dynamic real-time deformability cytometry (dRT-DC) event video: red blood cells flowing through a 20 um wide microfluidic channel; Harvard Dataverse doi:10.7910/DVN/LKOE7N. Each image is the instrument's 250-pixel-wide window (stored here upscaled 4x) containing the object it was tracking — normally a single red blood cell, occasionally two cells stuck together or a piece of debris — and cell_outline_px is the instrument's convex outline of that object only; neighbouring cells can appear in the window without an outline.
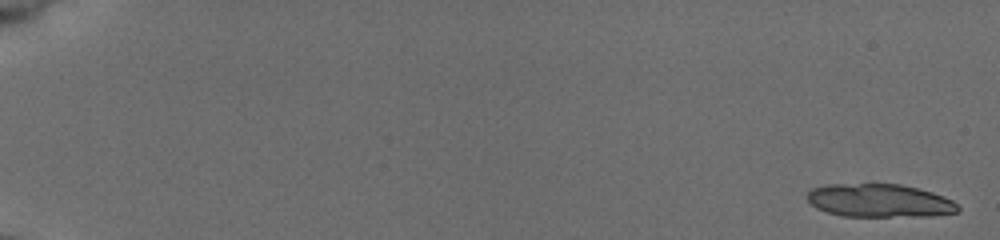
{"species": "common noctule bat (a hibernating species)", "species_latin": "Nyctalus noctula", "temperature_condition": "cold", "stored_images_in_passage": 30, "camera_frame_rate_fps": 3000, "um_per_image_px": 0.085, "animal": {"sex": "female", "body_mass_g": 19.5, "forearm_length_mm": 54.1}, "frame": {"image": 1, "passage_image": 1, "time_ms": 0.0, "image_size_px": [1000, 240], "cell_outline_px": [[960, 208], [956, 212], [932, 216], [840, 216], [816, 208], [804, 196], [812, 188], [828, 184], [900, 184], [920, 188], [944, 196], [952, 200]], "centroid_in_image_um": [74.74, 17.05], "position_along_channel_um": 10.3, "area_um2": 29.3}}
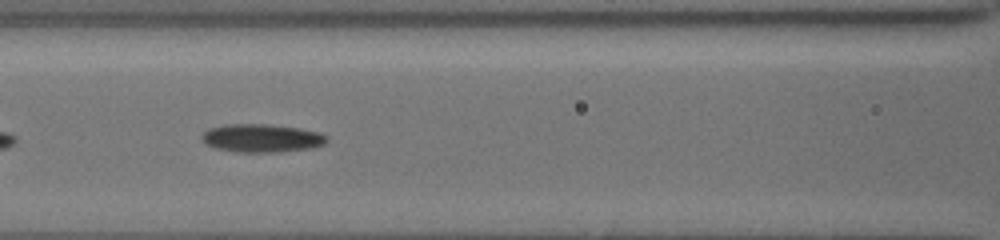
{"frame": {"image": 2, "passage_image": 14, "time_ms": 4.333, "image_size_px": [1000, 240], "cell_outline_px": [[328, 140], [324, 144], [312, 148], [280, 152], [236, 152], [216, 148], [204, 144], [200, 136], [208, 128], [224, 124], [264, 124], [300, 128], [320, 132], [328, 136]], "centroid_in_image_um": [22.24, 11.74], "position_along_channel_um": 144.4, "area_um2": 20.81}}
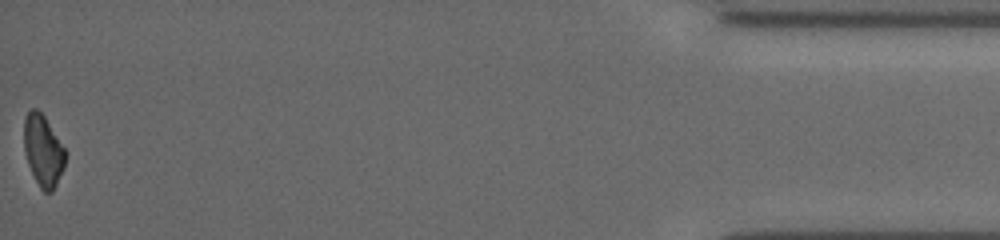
{"frame": {"image": 3, "passage_image": 30, "time_ms": 9.667, "image_size_px": [1000, 240], "cell_outline_px": [[68, 152], [64, 168], [52, 192], [44, 192], [40, 188], [28, 164], [24, 152], [24, 116], [32, 108], [36, 108], [44, 116]], "centroid_in_image_um": [3.68, 12.79], "position_along_channel_um": 431.5, "area_um2": 17.34}}